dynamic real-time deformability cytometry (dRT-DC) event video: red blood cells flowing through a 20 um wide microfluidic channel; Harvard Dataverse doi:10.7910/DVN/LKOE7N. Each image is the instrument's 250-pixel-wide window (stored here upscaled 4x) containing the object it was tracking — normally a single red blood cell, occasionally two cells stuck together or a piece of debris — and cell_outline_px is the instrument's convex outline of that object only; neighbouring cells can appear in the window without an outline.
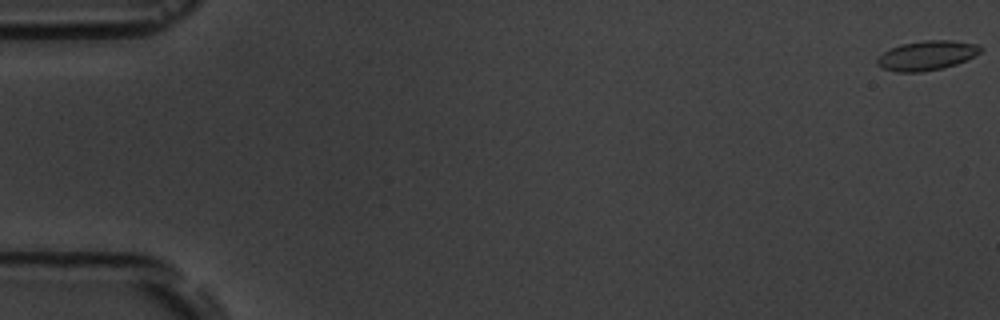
{"species": "common noctule bat (a hibernating species)", "species_latin": "Nyctalus noctula", "temperature_condition": "room temperature", "stored_images_in_passage": 6, "camera_frame_rate_fps": 3000, "um_per_image_px": 0.085, "animal": {"sex": "male", "body_mass_g": 19.5, "forearm_length_mm": 54.6}, "frame": {"image": 1, "passage_image": 1, "time_ms": 0.0, "image_size_px": [1000, 320], "cell_outline_px": [[980, 52], [956, 64], [940, 68], [920, 72], [896, 72], [884, 68], [876, 64], [876, 60], [884, 52], [900, 44], [924, 40], [952, 40], [976, 44], [980, 48]], "centroid_in_image_um": [78.73, 4.71], "position_along_channel_um": 6.3, "area_um2": 17.4}}
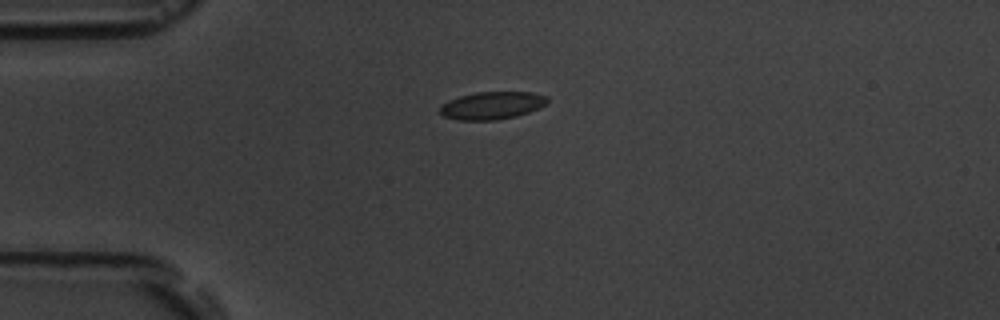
{"frame": {"image": 2, "passage_image": 5, "time_ms": 4.667, "image_size_px": [1000, 320], "cell_outline_px": [[548, 100], [544, 104], [528, 112], [516, 116], [496, 120], [456, 120], [444, 116], [440, 112], [440, 108], [448, 100], [460, 96], [476, 92], [532, 92], [548, 96]], "centroid_in_image_um": [41.8, 8.96], "position_along_channel_um": 43.2, "area_um2": 17.11}}